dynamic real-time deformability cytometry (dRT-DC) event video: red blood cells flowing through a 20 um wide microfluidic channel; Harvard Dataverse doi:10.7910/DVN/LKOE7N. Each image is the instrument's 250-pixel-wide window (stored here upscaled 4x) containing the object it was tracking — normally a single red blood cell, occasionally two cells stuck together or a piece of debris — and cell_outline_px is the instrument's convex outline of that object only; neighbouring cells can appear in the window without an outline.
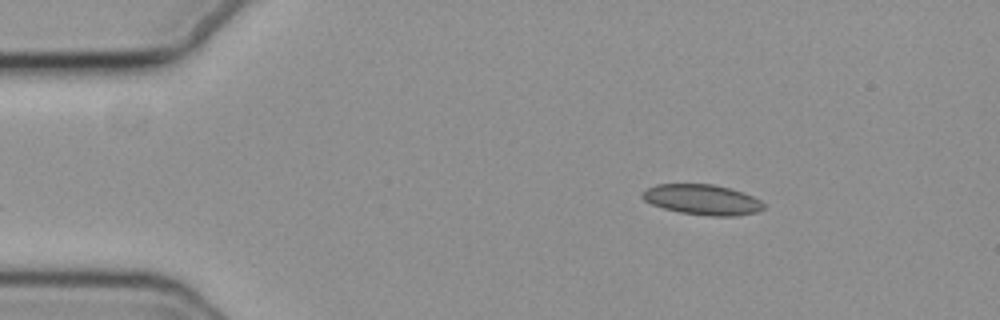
{"species": "common noctule bat (a hibernating species)", "species_latin": "Nyctalus noctula", "temperature_condition": "cold", "stored_images_in_passage": 49, "camera_frame_rate_fps": 3000, "um_per_image_px": 0.085, "animal": {"sex": "female", "body_mass_g": 19.3, "forearm_length_mm": 54.1}, "frame": {"image": 1, "passage_image": 1, "time_ms": 0.0, "image_size_px": [1000, 320], "cell_outline_px": [[764, 208], [756, 212], [736, 216], [712, 216], [680, 212], [664, 208], [652, 204], [644, 200], [640, 196], [648, 188], [656, 184], [712, 184], [728, 188], [752, 196], [760, 200], [764, 204]], "centroid_in_image_um": [59.69, 16.97], "position_along_channel_um": 25.3, "area_um2": 21.15}}
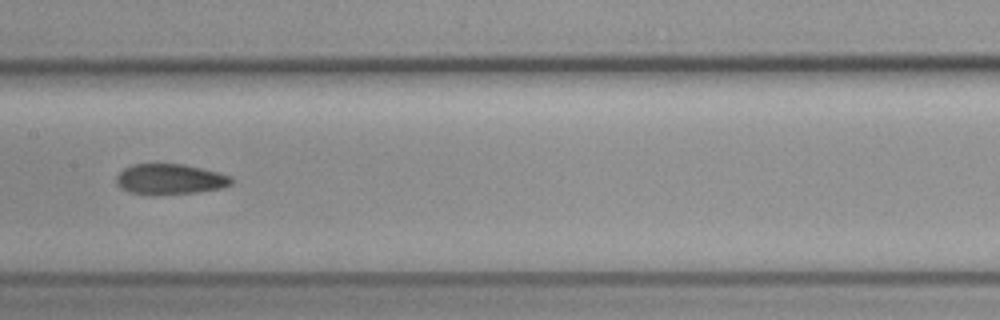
{"frame": {"image": 2, "passage_image": 20, "time_ms": 6.333, "image_size_px": [1000, 320], "cell_outline_px": [[232, 184], [220, 188], [196, 192], [156, 196], [148, 196], [128, 192], [120, 188], [116, 184], [116, 176], [124, 168], [132, 164], [184, 164], [232, 176]], "centroid_in_image_um": [14.39, 15.25], "position_along_channel_um": 193.0, "area_um2": 20.75}}
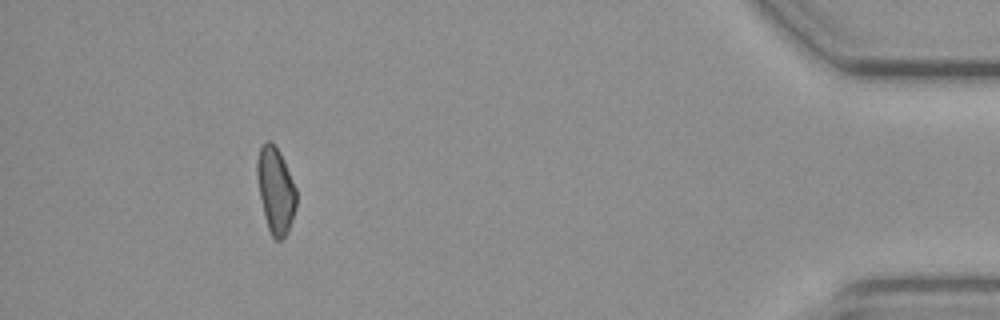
{"frame": {"image": 3, "passage_image": 43, "time_ms": 14.0, "image_size_px": [1000, 320], "cell_outline_px": [[296, 208], [288, 232], [280, 240], [276, 240], [272, 236], [268, 228], [264, 216], [256, 176], [256, 160], [260, 148], [268, 140], [280, 152], [296, 188]], "centroid_in_image_um": [23.42, 16.19], "position_along_channel_um": 411.8, "area_um2": 19.54}, "authors_computed_cell_mechanics": {"area_um2": 20.519, "velocity_mm_per_s": 3.7244, "shape_relaxation_time_tau1_ms": null, "shape_relaxation_time_tau2_ms": 5.6061, "deformation_change_tau1": null, "deformation_change_tau2": 0.1219}}